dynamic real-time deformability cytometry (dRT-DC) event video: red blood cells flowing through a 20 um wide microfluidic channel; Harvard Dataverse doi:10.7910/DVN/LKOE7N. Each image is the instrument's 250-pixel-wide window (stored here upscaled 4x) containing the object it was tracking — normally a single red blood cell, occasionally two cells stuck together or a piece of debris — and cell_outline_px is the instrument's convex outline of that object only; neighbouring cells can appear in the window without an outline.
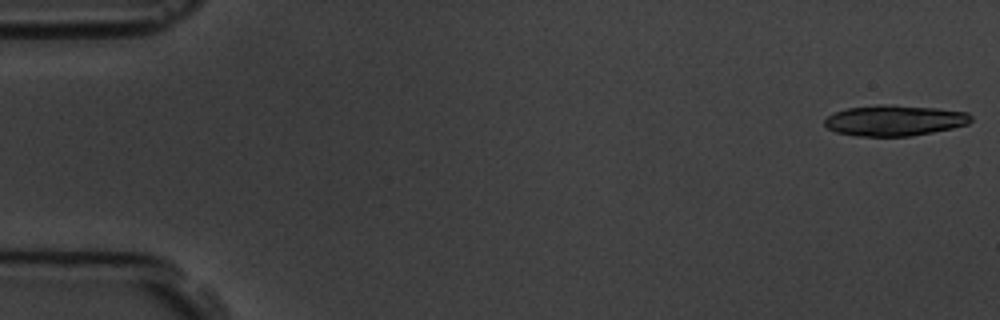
{"species": "common noctule bat (a hibernating species)", "species_latin": "Nyctalus noctula", "temperature_condition": "room temperature", "stored_images_in_passage": 9, "camera_frame_rate_fps": 3000, "um_per_image_px": 0.085, "animal": {"sex": "male", "body_mass_g": 19.5, "forearm_length_mm": 54.6}, "frame": {"image": 1, "passage_image": 1, "time_ms": 0.0, "image_size_px": [1000, 320], "cell_outline_px": [[972, 120], [968, 124], [952, 128], [912, 136], [856, 136], [836, 132], [828, 128], [824, 124], [824, 120], [828, 116], [836, 112], [848, 108], [876, 104], [892, 104], [936, 108], [968, 112], [972, 116]], "centroid_in_image_um": [76.05, 10.23], "position_along_channel_um": 9.0, "area_um2": 26.36}}
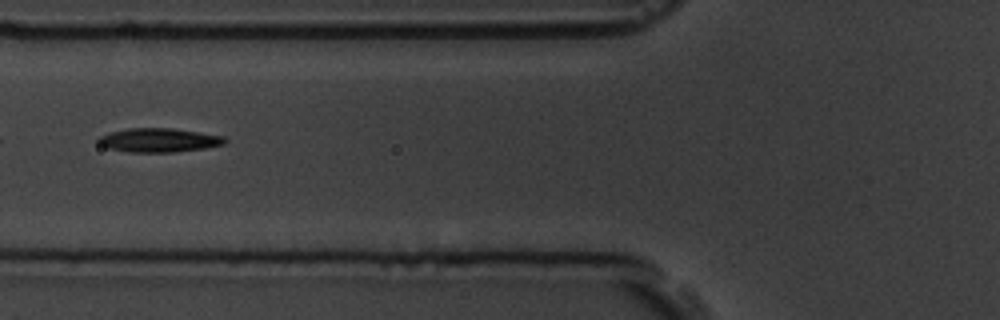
{"frame": {"image": 2, "passage_image": 7, "time_ms": 7.0, "image_size_px": [1000, 320], "cell_outline_px": [[228, 140], [224, 144], [204, 148], [172, 152], [128, 152], [108, 148], [100, 144], [96, 140], [100, 136], [108, 132], [128, 128], [172, 128], [224, 136]], "centroid_in_image_um": [13.48, 11.91], "position_along_channel_um": 112.3, "area_um2": 17.63}}
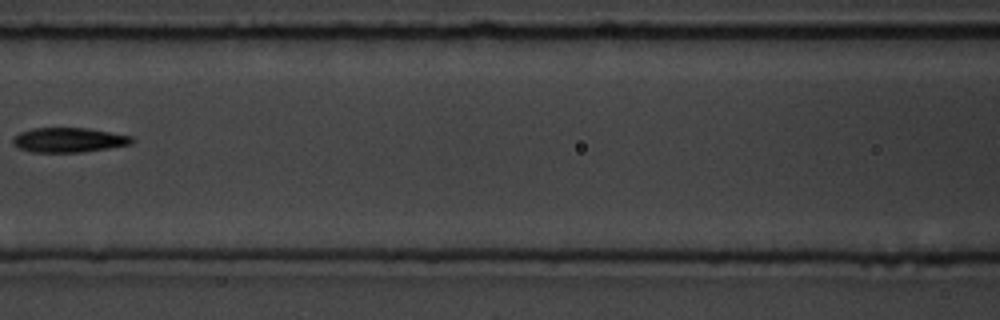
{"frame": {"image": 3, "passage_image": 8, "time_ms": 8.333, "image_size_px": [1000, 320], "cell_outline_px": [[132, 140], [128, 144], [108, 148], [80, 152], [32, 152], [20, 148], [12, 144], [12, 136], [20, 132], [32, 128], [88, 128], [132, 136]], "centroid_in_image_um": [5.77, 11.89], "position_along_channel_um": 160.8, "area_um2": 16.94}}